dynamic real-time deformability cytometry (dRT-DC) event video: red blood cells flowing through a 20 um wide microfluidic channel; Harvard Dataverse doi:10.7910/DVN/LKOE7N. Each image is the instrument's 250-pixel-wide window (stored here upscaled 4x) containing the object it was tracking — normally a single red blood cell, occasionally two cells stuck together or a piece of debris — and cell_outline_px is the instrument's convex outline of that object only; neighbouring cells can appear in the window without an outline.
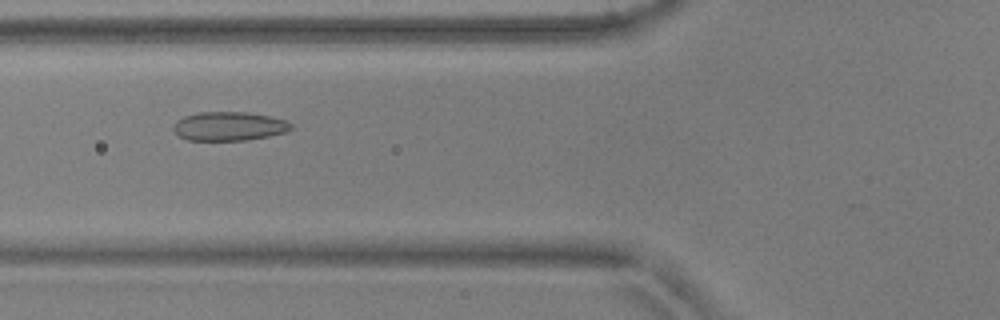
{"species": "common noctule bat (a hibernating species)", "species_latin": "Nyctalus noctula", "temperature_condition": "warm", "stored_images_in_passage": 36, "camera_frame_rate_fps": 3000, "um_per_image_px": 0.085, "animal": {"sex": "male", "body_mass_g": 17.9, "forearm_length_mm": 54.2}, "frame": {"image": 1, "passage_image": 4, "time_ms": 1.0, "image_size_px": [1000, 320], "cell_outline_px": [[292, 128], [284, 132], [268, 136], [248, 140], [188, 140], [180, 136], [172, 128], [176, 120], [184, 116], [200, 112], [244, 112], [268, 116], [284, 120], [292, 124]], "centroid_in_image_um": [19.44, 10.73], "position_along_channel_um": 106.4, "area_um2": 19.59}}
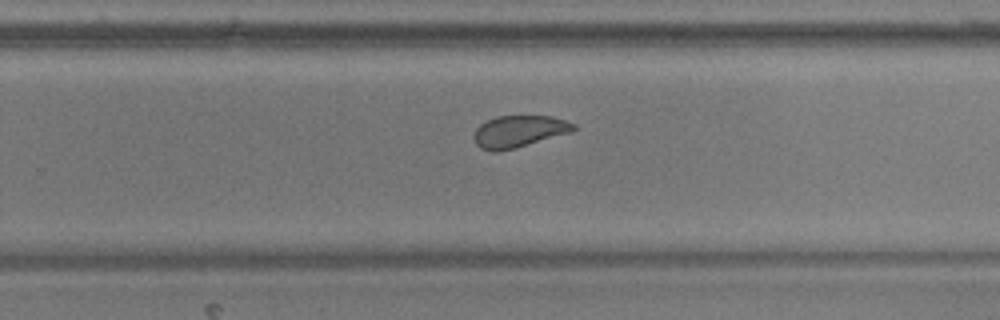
{"frame": {"image": 2, "passage_image": 18, "time_ms": 5.667, "image_size_px": [1000, 320], "cell_outline_px": [[576, 128], [572, 132], [516, 148], [496, 152], [492, 152], [480, 148], [476, 144], [472, 136], [476, 128], [480, 124], [496, 116], [552, 116], [576, 124]], "centroid_in_image_um": [44.09, 11.18], "position_along_channel_um": 285.7, "area_um2": 18.67}}
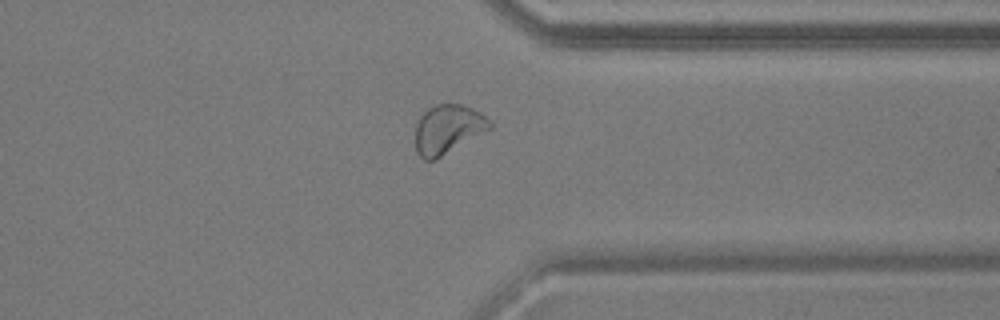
{"frame": {"image": 3, "passage_image": 25, "time_ms": 8.0, "image_size_px": [1000, 320], "cell_outline_px": [[492, 128], [436, 160], [424, 160], [416, 152], [416, 120], [428, 108], [436, 104], [460, 104], [472, 108], [480, 112], [492, 120]], "centroid_in_image_um": [38.08, 10.98], "position_along_channel_um": 373.3, "area_um2": 21.5}, "authors_computed_cell_mechanics": {"area_um2": 19.7676, "velocity_mm_per_s": 3.8401, "shape_relaxation_time_tau1_ms": 5.1613, "shape_relaxation_time_tau2_ms": 1.0342, "deformation_change_tau1": 0.1213, "deformation_change_tau2": 0.0586}}